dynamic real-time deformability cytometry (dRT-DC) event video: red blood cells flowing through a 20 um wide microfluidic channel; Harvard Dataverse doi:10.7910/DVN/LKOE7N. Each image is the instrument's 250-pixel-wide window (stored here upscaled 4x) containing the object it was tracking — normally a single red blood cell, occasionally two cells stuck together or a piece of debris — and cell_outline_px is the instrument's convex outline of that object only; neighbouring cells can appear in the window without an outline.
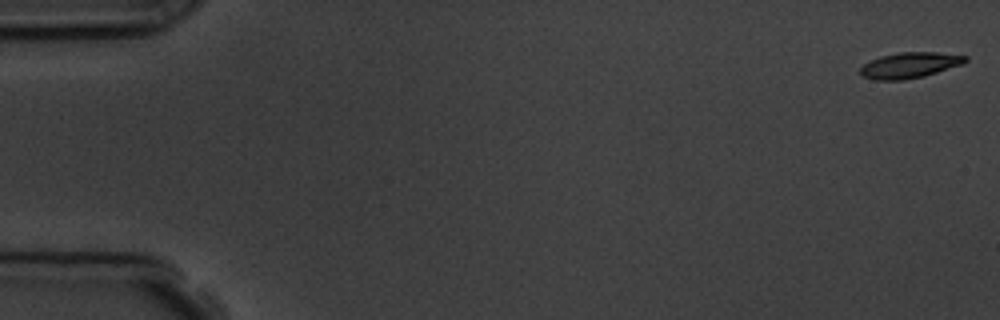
{"species": "common noctule bat (a hibernating species)", "species_latin": "Nyctalus noctula", "temperature_condition": "room temperature", "stored_images_in_passage": 11, "camera_frame_rate_fps": 3000, "um_per_image_px": 0.085, "animal": {"sex": "male", "body_mass_g": 19.5, "forearm_length_mm": 54.6}, "frame": {"image": 1, "passage_image": 1, "time_ms": 0.0, "image_size_px": [1000, 320], "cell_outline_px": [[968, 60], [964, 64], [924, 76], [904, 80], [876, 80], [860, 76], [860, 68], [864, 64], [880, 56], [900, 52], [936, 52], [968, 56]], "centroid_in_image_um": [77.34, 5.54], "position_along_channel_um": 7.7, "area_um2": 15.84}}
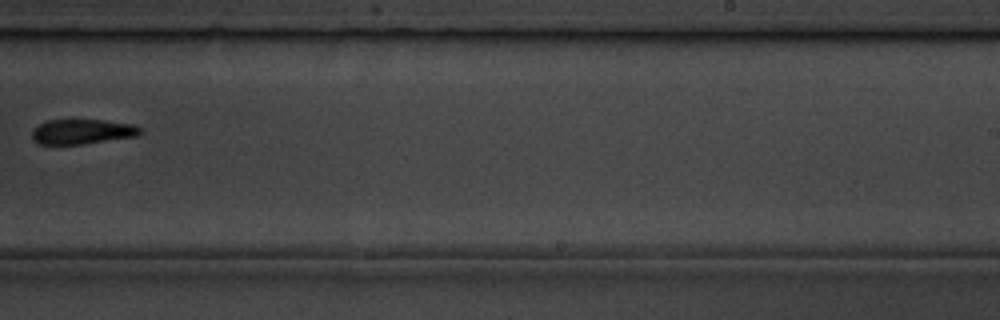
{"frame": {"image": 2, "passage_image": 10, "time_ms": 11.333, "image_size_px": [1000, 320], "cell_outline_px": [[140, 132], [136, 136], [84, 144], [40, 144], [32, 140], [32, 132], [40, 124], [48, 120], [104, 120], [132, 124], [140, 128]], "centroid_in_image_um": [6.97, 11.19], "position_along_channel_um": 282.0, "area_um2": 15.49}}